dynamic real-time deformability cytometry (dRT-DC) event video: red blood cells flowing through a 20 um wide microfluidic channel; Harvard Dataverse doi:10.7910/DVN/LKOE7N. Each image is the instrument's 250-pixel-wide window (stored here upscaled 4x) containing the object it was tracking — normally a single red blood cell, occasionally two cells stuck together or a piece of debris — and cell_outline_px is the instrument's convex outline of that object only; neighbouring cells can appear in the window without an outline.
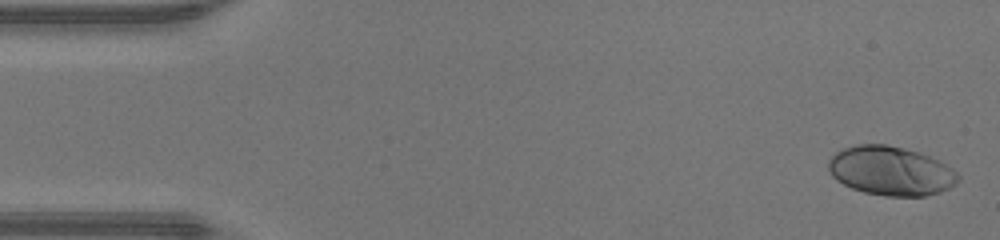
{"species": "human", "species_latin": "Homo sapiens", "temperature_condition": "warm", "stored_images_in_passage": 46, "camera_frame_rate_fps": 3000, "um_per_image_px": 0.085, "donor": {"sex": "male"}, "frame": {"image": 1, "passage_image": 1, "time_ms": 0.0, "image_size_px": [1000, 240], "cell_outline_px": [[960, 180], [956, 184], [940, 192], [924, 196], [884, 196], [864, 192], [852, 188], [836, 180], [828, 172], [828, 160], [836, 152], [844, 148], [856, 144], [888, 144], [920, 152], [940, 160], [952, 168], [960, 176]], "centroid_in_image_um": [75.72, 14.52], "position_along_channel_um": 9.3, "area_um2": 37.45}}
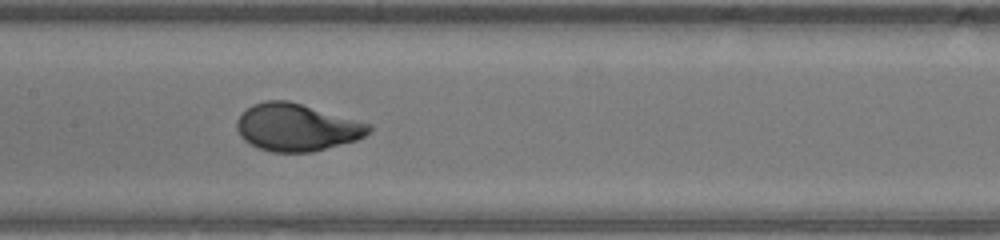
{"frame": {"image": 2, "passage_image": 22, "time_ms": 7.0, "image_size_px": [1000, 240], "cell_outline_px": [[372, 128], [364, 136], [356, 140], [312, 152], [272, 152], [260, 148], [244, 140], [240, 136], [236, 128], [236, 120], [252, 104], [264, 100], [288, 100], [372, 124]], "centroid_in_image_um": [25.21, 10.82], "position_along_channel_um": 182.2, "area_um2": 36.3}}
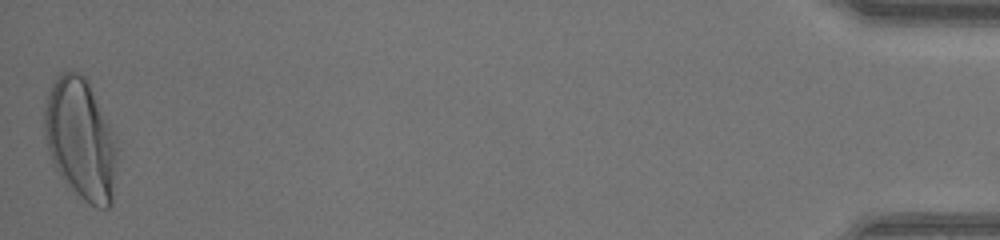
{"frame": {"image": 3, "passage_image": 46, "time_ms": 15.0, "image_size_px": [1000, 240], "cell_outline_px": [[116, 152], [112, 204], [108, 208], [96, 208], [84, 200], [60, 176], [48, 152], [44, 136], [44, 108], [52, 84], [56, 76], [60, 72], [80, 72], [88, 80], [116, 140]], "centroid_in_image_um": [6.83, 11.82], "position_along_channel_um": 428.4, "area_um2": 50.75}, "authors_computed_cell_mechanics": {"area_um2": 36.1828, "velocity_mm_per_s": 4.384, "shape_relaxation_time_tau1_ms": 3.0481, "shape_relaxation_time_tau2_ms": null, "deformation_change_tau1": 0.2001, "deformation_change_tau2": null}}